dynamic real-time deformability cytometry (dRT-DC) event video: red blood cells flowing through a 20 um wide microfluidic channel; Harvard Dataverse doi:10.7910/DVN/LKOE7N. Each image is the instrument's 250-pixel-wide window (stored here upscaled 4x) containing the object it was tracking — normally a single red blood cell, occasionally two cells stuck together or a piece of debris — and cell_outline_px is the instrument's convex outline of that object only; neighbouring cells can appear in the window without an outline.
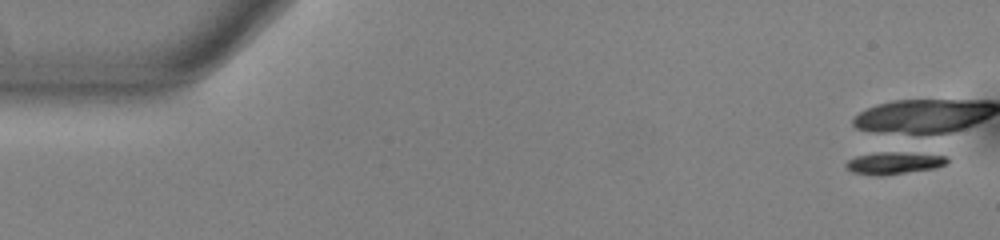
{"species": "common noctule bat (a hibernating species)", "species_latin": "Nyctalus noctula", "temperature_condition": "warm", "stored_images_in_passage": 18, "camera_frame_rate_fps": 3000, "um_per_image_px": 0.085, "animal": {"sex": "male", "body_mass_g": 13.0, "forearm_length_mm": 53.1}, "frame": {"image": 1, "passage_image": 1, "time_ms": 0.0, "image_size_px": [1000, 240], "cell_outline_px": [[948, 164], [936, 168], [876, 176], [852, 172], [844, 168], [844, 164], [848, 160], [856, 156], [880, 152], [920, 152], [948, 156]], "centroid_in_image_um": [76.02, 13.84], "position_along_channel_um": 9.0, "area_um2": 13.35}}